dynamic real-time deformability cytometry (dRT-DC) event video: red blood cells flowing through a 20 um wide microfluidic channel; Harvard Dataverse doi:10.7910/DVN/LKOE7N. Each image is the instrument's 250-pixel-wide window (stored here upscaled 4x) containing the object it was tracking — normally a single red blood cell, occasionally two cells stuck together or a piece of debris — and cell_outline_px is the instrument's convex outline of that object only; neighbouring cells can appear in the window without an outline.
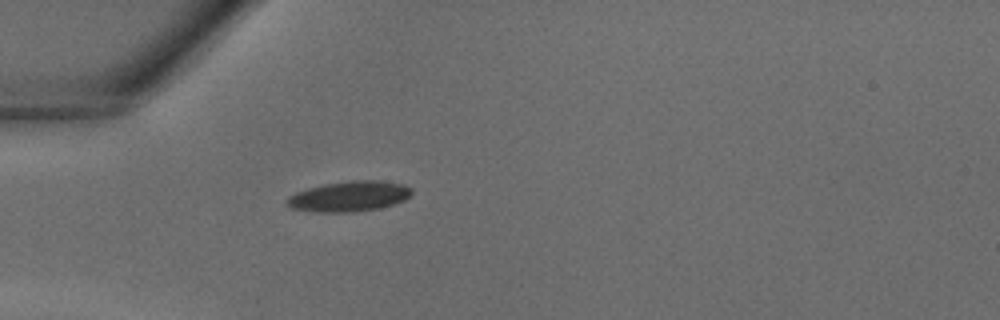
{"species": "common noctule bat (a hibernating species)", "species_latin": "Nyctalus noctula", "temperature_condition": "warm", "stored_images_in_passage": 28, "camera_frame_rate_fps": 3000, "um_per_image_px": 0.085, "animal": {"sex": "male", "body_mass_g": 18.8}, "frame": {"image": 1, "passage_image": 1, "time_ms": 0.0, "image_size_px": [1000, 320], "cell_outline_px": [[412, 192], [404, 200], [380, 208], [352, 212], [316, 212], [292, 208], [288, 204], [288, 196], [296, 192], [308, 188], [324, 184], [352, 180], [380, 180], [404, 184], [412, 188]], "centroid_in_image_um": [29.7, 16.68], "position_along_channel_um": 55.3, "area_um2": 21.96}}
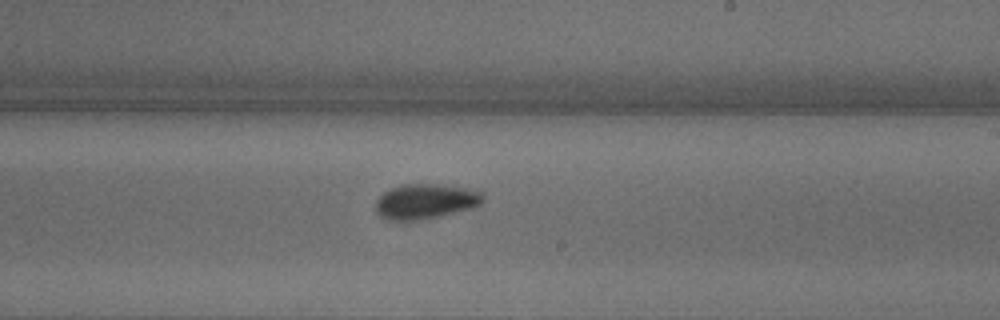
{"frame": {"image": 2, "passage_image": 13, "time_ms": 4.0, "image_size_px": [1000, 320], "cell_outline_px": [[484, 200], [476, 208], [428, 220], [388, 220], [380, 216], [376, 212], [376, 200], [384, 192], [392, 188], [404, 184], [436, 184], [476, 188], [484, 196]], "centroid_in_image_um": [36.24, 17.13], "position_along_channel_um": 252.8, "area_um2": 22.54}}
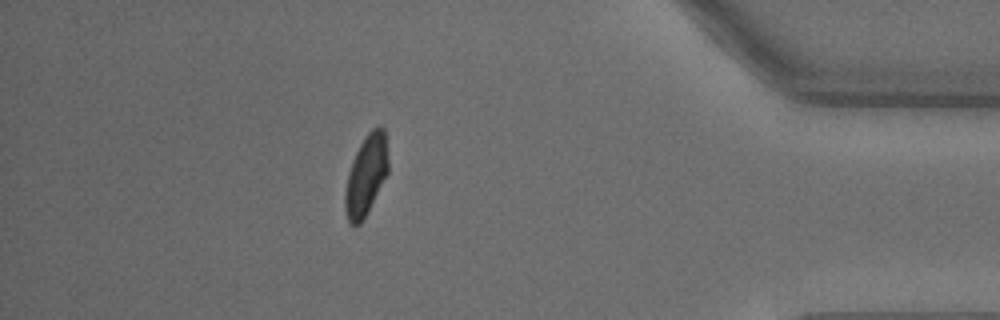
{"frame": {"image": 3, "passage_image": 24, "time_ms": 7.667, "image_size_px": [1000, 320], "cell_outline_px": [[388, 172], [360, 224], [348, 224], [344, 208], [344, 192], [348, 172], [352, 160], [360, 144], [368, 132], [372, 128], [380, 124], [384, 128], [388, 160]], "centroid_in_image_um": [31.09, 14.87], "position_along_channel_um": 404.1, "area_um2": 20.06}}